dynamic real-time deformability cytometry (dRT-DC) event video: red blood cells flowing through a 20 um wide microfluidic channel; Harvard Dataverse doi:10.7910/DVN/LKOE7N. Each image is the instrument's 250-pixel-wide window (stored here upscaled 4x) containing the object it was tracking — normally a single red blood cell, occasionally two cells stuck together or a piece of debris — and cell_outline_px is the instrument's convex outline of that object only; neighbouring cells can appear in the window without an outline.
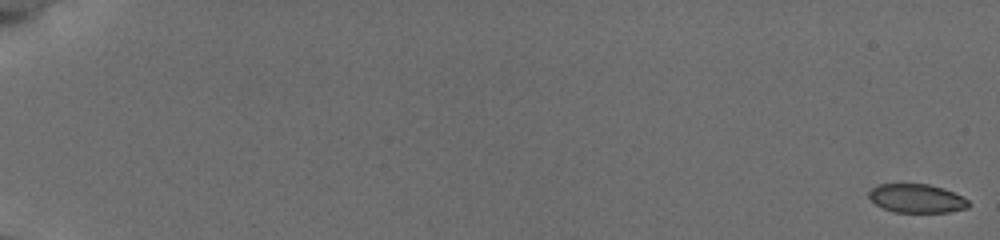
{"species": "common noctule bat (a hibernating species)", "species_latin": "Nyctalus noctula", "temperature_condition": "cold", "stored_images_in_passage": 57, "camera_frame_rate_fps": 3000, "um_per_image_px": 0.085, "animal": {"sex": "female", "body_mass_g": 19.5, "forearm_length_mm": 54.1}, "frame": {"image": 1, "passage_image": 1, "time_ms": 0.0, "image_size_px": [1000, 240], "cell_outline_px": [[968, 208], [948, 212], [896, 212], [884, 208], [876, 204], [868, 196], [868, 192], [872, 188], [880, 184], [928, 184], [944, 188], [968, 200]], "centroid_in_image_um": [77.91, 16.86], "position_along_channel_um": 7.1, "area_um2": 16.47}}
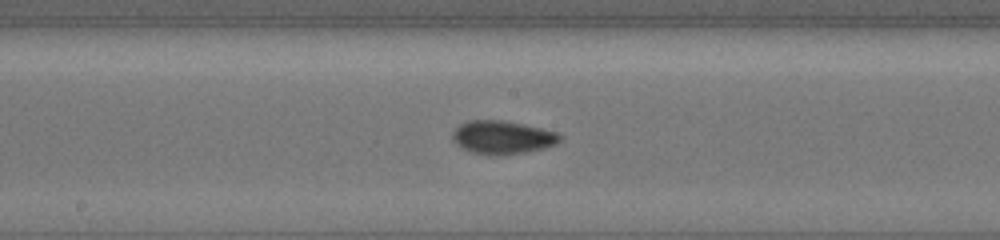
{"frame": {"image": 2, "passage_image": 33, "time_ms": 10.667, "image_size_px": [1000, 240], "cell_outline_px": [[564, 136], [556, 144], [544, 148], [524, 152], [500, 156], [496, 156], [468, 152], [456, 144], [452, 140], [452, 132], [460, 124], [468, 120], [504, 120], [540, 128], [556, 132]], "centroid_in_image_um": [42.68, 11.68], "position_along_channel_um": 205.5, "area_um2": 21.04}}
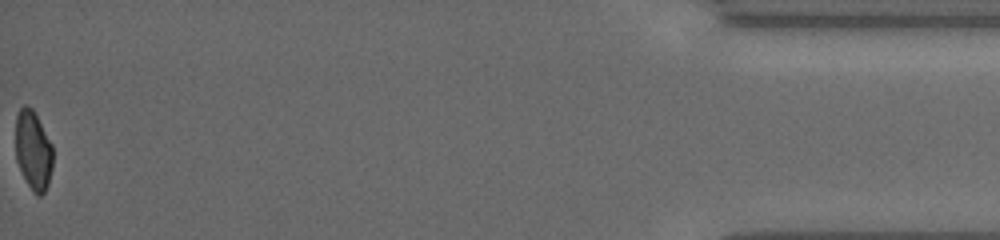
{"frame": {"image": 3, "passage_image": 57, "time_ms": 18.667, "image_size_px": [1000, 240], "cell_outline_px": [[52, 168], [48, 184], [44, 192], [40, 196], [36, 196], [32, 192], [16, 160], [16, 116], [20, 108], [24, 104], [28, 104], [36, 112], [52, 144]], "centroid_in_image_um": [2.83, 12.74], "position_along_channel_um": 432.4, "area_um2": 17.4}, "authors_computed_cell_mechanics": {"area_um2": 18.785, "velocity_mm_per_s": 3.8412, "shape_relaxation_time_tau1_ms": 7.531, "shape_relaxation_time_tau2_ms": 4.2079, "deformation_change_tau1": 0.1444, "deformation_change_tau2": 0.0563}}